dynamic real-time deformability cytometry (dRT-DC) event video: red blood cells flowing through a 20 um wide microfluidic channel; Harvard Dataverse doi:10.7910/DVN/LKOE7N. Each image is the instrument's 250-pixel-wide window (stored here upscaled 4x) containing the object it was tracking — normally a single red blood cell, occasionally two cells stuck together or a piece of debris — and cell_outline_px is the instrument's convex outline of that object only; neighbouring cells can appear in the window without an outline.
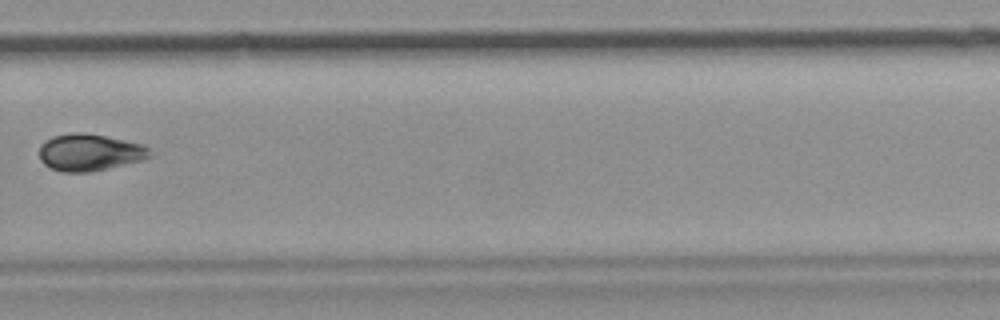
{"species": "common noctule bat (a hibernating species)", "species_latin": "Nyctalus noctula", "temperature_condition": "room temperature", "stored_images_in_passage": 17, "camera_frame_rate_fps": 3000, "um_per_image_px": 0.085, "animal": {"sex": "female", "body_mass_g": 19.9}, "frame": {"image": 1, "passage_image": 13, "time_ms": 4.0, "image_size_px": [1000, 320], "cell_outline_px": [[156, 156], [144, 160], [88, 172], [60, 172], [44, 164], [40, 160], [40, 144], [44, 140], [52, 136], [76, 132], [80, 132], [104, 136], [124, 140], [140, 144], [148, 148]], "centroid_in_image_um": [7.62, 12.96], "position_along_channel_um": 322.2, "area_um2": 23.81}}